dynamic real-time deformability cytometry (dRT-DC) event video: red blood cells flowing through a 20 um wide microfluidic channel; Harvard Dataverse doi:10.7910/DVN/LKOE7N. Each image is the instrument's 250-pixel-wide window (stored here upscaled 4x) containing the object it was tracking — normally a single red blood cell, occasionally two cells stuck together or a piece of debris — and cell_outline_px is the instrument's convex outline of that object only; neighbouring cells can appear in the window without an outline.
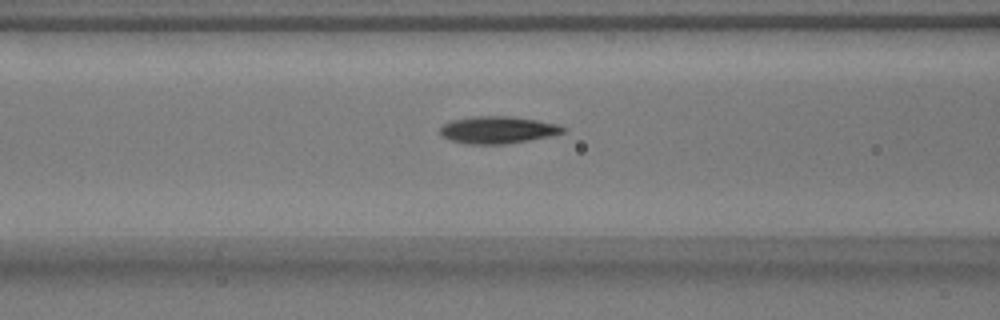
{"species": "common noctule bat (a hibernating species)", "species_latin": "Nyctalus noctula", "temperature_condition": "warm", "stored_images_in_passage": 39, "camera_frame_rate_fps": 3000, "um_per_image_px": 0.085, "animal": {"sex": "male", "body_mass_g": 17.9}, "frame": {"image": 1, "passage_image": 9, "time_ms": 2.667, "image_size_px": [1000, 320], "cell_outline_px": [[568, 128], [564, 132], [552, 136], [504, 144], [468, 144], [448, 140], [440, 132], [440, 128], [444, 124], [452, 120], [472, 116], [512, 116], [560, 124]], "centroid_in_image_um": [42.35, 11.03], "position_along_channel_um": 124.3, "area_um2": 19.59}}
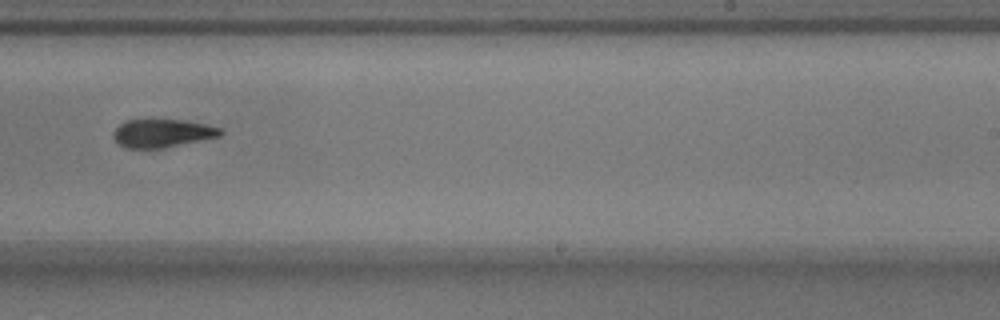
{"frame": {"image": 2, "passage_image": 21, "time_ms": 6.667, "image_size_px": [1000, 320], "cell_outline_px": [[224, 132], [220, 136], [160, 148], [124, 148], [112, 136], [112, 132], [124, 120], [152, 116], [184, 120], [204, 124], [220, 128]], "centroid_in_image_um": [13.72, 11.26], "position_along_channel_um": 275.3, "area_um2": 18.21}}
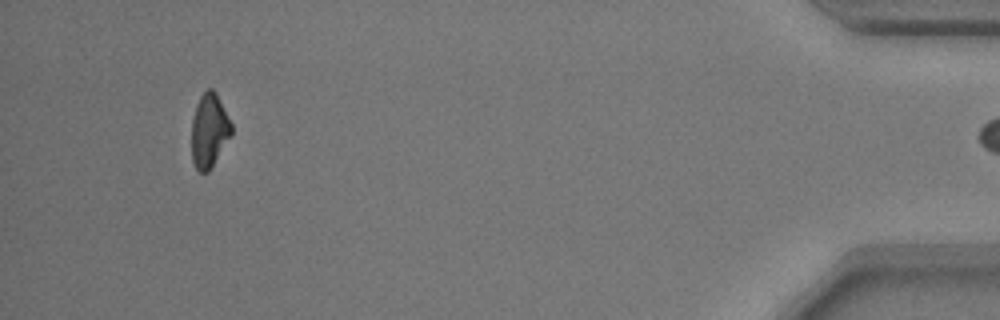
{"frame": {"image": 3, "passage_image": 38, "time_ms": 12.333, "image_size_px": [1000, 320], "cell_outline_px": [[232, 132], [208, 172], [200, 172], [196, 168], [192, 160], [192, 120], [196, 104], [200, 96], [208, 88], [212, 88], [216, 92], [232, 124]], "centroid_in_image_um": [17.77, 11.06], "position_along_channel_um": 417.4, "area_um2": 16.88}, "authors_computed_cell_mechanics": {"area_um2": 18.785, "velocity_mm_per_s": 3.7775, "shape_relaxation_time_tau1_ms": 2.9992, "shape_relaxation_time_tau2_ms": 5.1376, "deformation_change_tau1": 0.1371, "deformation_change_tau2": 0.1319}}